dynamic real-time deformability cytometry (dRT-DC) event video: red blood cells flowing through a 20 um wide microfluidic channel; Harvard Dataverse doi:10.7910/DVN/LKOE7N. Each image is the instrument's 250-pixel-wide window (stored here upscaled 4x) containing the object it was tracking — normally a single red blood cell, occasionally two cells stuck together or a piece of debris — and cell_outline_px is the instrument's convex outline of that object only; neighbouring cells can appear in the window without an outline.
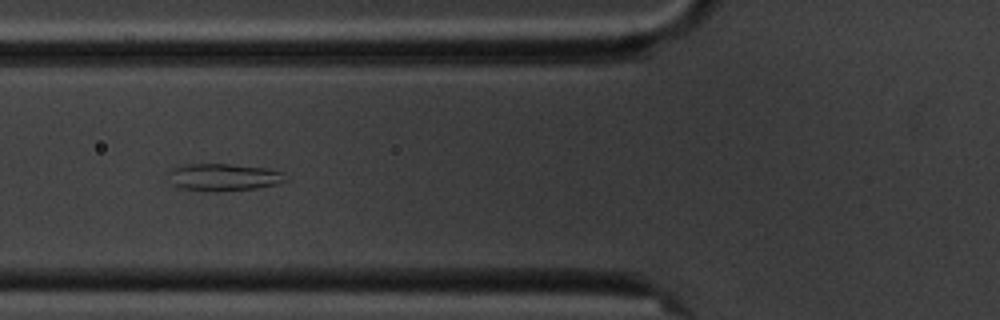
{"species": "common noctule bat (a hibernating species)", "species_latin": "Nyctalus noctula", "temperature_condition": "cold", "stored_images_in_passage": 5, "camera_frame_rate_fps": 3000, "um_per_image_px": 0.085, "animal": {"sex": "male", "body_mass_g": 20.1, "forearm_length_mm": 53.5}, "frame": {"image": 1, "passage_image": 5, "time_ms": 4.667, "image_size_px": [1000, 320], "cell_outline_px": [[288, 180], [276, 184], [256, 188], [216, 192], [176, 188], [172, 184], [172, 168], [188, 164], [232, 164], [264, 168], [284, 172]], "centroid_in_image_um": [19.05, 15.07], "position_along_channel_um": 106.8, "area_um2": 18.5}}